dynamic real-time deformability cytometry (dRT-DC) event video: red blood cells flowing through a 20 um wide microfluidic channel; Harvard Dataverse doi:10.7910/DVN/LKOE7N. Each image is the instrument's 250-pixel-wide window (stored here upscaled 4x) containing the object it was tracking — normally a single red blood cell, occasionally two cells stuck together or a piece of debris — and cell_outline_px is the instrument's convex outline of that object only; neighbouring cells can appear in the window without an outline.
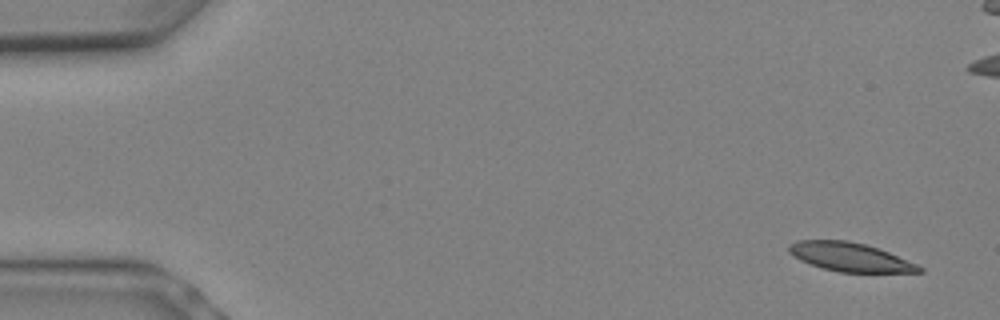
{"species": "Egyptian fruit bat (a non-hibernating species)", "species_latin": "Rousettus aegyptiacus", "temperature_condition": "warm", "stored_images_in_passage": 7, "camera_frame_rate_fps": 3000, "um_per_image_px": 0.085, "animal": {"sex": "female"}, "frame": {"image": 1, "passage_image": 1, "time_ms": 0.0, "image_size_px": [1000, 320], "cell_outline_px": [[924, 272], [840, 272], [824, 268], [800, 260], [788, 252], [788, 244], [796, 240], [848, 240], [864, 244], [888, 252], [916, 264], [924, 268]], "centroid_in_image_um": [72.22, 21.84], "position_along_channel_um": 12.8, "area_um2": 21.56}}